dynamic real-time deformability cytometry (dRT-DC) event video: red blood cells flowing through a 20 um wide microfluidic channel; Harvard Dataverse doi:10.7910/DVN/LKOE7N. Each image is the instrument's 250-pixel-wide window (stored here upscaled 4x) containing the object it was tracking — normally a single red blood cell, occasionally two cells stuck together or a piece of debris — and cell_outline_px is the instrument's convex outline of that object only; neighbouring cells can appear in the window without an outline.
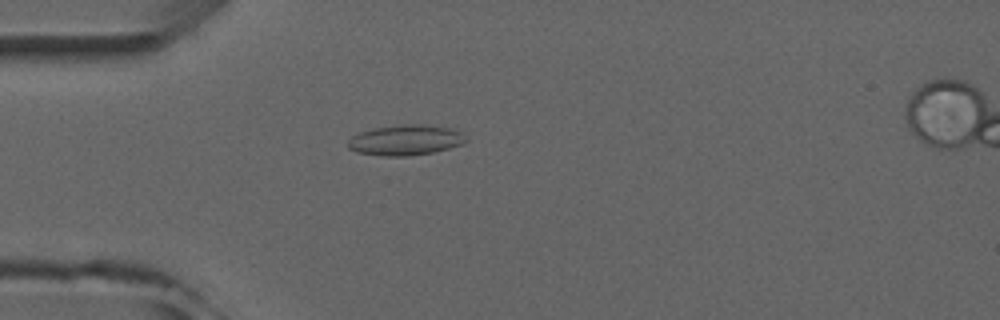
{"species": "common noctule bat (a hibernating species)", "species_latin": "Nyctalus noctula", "temperature_condition": "room temperature", "stored_images_in_passage": 4, "camera_frame_rate_fps": 3000, "um_per_image_px": 0.085, "animal": {"sex": "male", "forearm_length_mm": 52.5}, "frame": {"image": 1, "passage_image": 4, "time_ms": 4.333, "image_size_px": [1000, 320], "cell_outline_px": [[468, 140], [464, 144], [432, 152], [408, 156], [380, 156], [356, 152], [348, 148], [348, 140], [352, 136], [360, 132], [372, 128], [404, 124], [420, 124], [448, 128], [460, 132]], "centroid_in_image_um": [34.43, 11.91], "position_along_channel_um": 50.6, "area_um2": 20.87}}